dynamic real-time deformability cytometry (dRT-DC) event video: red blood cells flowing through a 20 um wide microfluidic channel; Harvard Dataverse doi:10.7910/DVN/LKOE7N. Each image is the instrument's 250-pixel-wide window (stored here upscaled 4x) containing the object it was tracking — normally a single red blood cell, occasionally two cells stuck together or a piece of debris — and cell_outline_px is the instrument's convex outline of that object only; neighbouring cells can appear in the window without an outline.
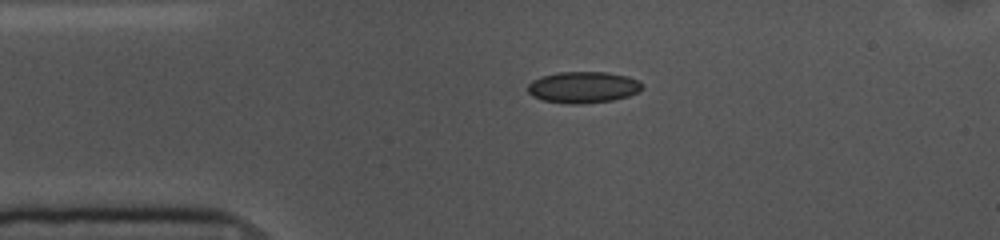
{"species": "common noctule bat (a hibernating species)", "species_latin": "Nyctalus noctula", "temperature_condition": "cold", "stored_images_in_passage": 44, "camera_frame_rate_fps": 3000, "um_per_image_px": 0.085, "animal": {"sex": "female", "body_mass_g": 10.0, "forearm_length_mm": 53.1}, "frame": {"image": 1, "passage_image": 1, "time_ms": 0.0, "image_size_px": [1000, 240], "cell_outline_px": [[644, 88], [640, 92], [628, 96], [612, 100], [580, 104], [568, 104], [544, 100], [532, 96], [528, 92], [528, 84], [532, 80], [540, 76], [560, 72], [608, 72], [628, 76], [640, 80], [644, 84]], "centroid_in_image_um": [49.61, 7.41], "position_along_channel_um": 35.4, "area_um2": 21.21}}
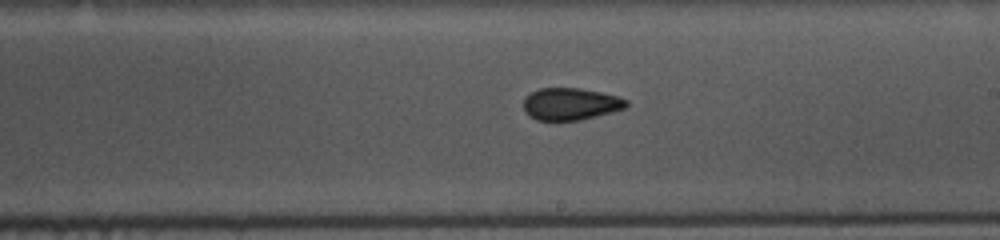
{"frame": {"image": 2, "passage_image": 20, "time_ms": 6.333, "image_size_px": [1000, 240], "cell_outline_px": [[628, 104], [624, 108], [612, 112], [580, 120], [536, 120], [528, 116], [524, 112], [524, 96], [540, 88], [580, 88], [620, 96], [628, 100]], "centroid_in_image_um": [48.48, 8.83], "position_along_channel_um": 240.5, "area_um2": 19.36}}
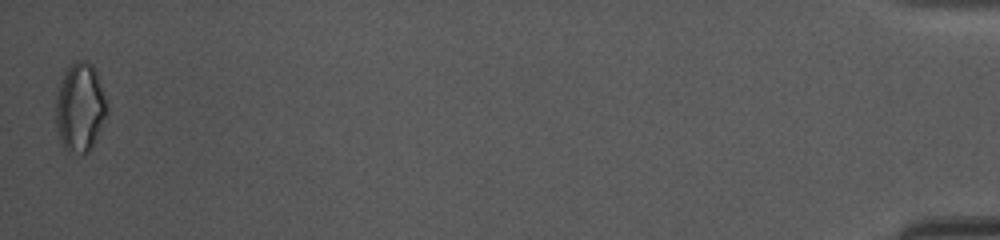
{"frame": {"image": 3, "passage_image": 44, "time_ms": 14.333, "image_size_px": [1000, 240], "cell_outline_px": [[108, 108], [92, 144], [88, 152], [84, 156], [80, 156], [68, 152], [60, 144], [56, 128], [56, 96], [64, 72], [76, 60], [88, 60], [92, 64], [96, 72]], "centroid_in_image_um": [6.76, 9.16], "position_along_channel_um": 428.4, "area_um2": 26.3}, "authors_computed_cell_mechanics": {"area_um2": 19.8254, "velocity_mm_per_s": 3.6109, "shape_relaxation_time_tau1_ms": 11.2252, "shape_relaxation_time_tau2_ms": 2.4025, "deformation_change_tau1": 0.1379, "deformation_change_tau2": 0.0741}}